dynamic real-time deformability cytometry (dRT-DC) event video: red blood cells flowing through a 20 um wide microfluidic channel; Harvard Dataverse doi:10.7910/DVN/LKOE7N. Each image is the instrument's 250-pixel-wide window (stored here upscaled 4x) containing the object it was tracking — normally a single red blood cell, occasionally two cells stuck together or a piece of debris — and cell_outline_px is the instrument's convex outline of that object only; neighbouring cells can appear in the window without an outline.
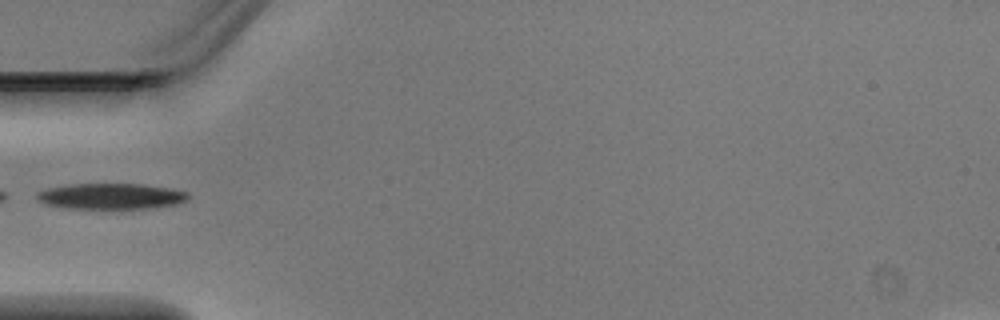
{"species": "Egyptian fruit bat (a non-hibernating species)", "species_latin": "Rousettus aegyptiacus", "temperature_condition": "warm", "stored_images_in_passage": 2, "camera_frame_rate_fps": 3000, "um_per_image_px": 0.085, "animal": {"sex": "male"}, "frame": {"image": 1, "passage_image": 2, "time_ms": 0.333, "image_size_px": [1000, 320], "cell_outline_px": [[188, 200], [180, 204], [152, 208], [68, 208], [48, 204], [36, 200], [36, 192], [48, 188], [68, 184], [144, 184], [168, 188], [188, 192]], "centroid_in_image_um": [9.46, 16.67], "position_along_channel_um": 75.5, "area_um2": 22.77}}